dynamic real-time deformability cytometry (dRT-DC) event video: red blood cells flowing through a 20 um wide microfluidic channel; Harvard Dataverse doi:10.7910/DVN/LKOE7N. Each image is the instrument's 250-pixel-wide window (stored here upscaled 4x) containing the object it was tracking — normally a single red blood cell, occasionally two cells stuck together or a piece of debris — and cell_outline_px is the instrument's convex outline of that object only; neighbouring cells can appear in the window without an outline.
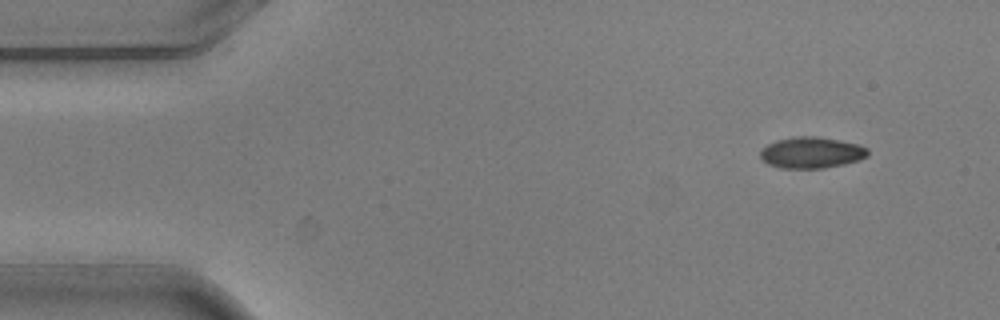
{"species": "common noctule bat (a hibernating species)", "species_latin": "Nyctalus noctula", "temperature_condition": "warm", "stored_images_in_passage": 4, "camera_frame_rate_fps": 3000, "um_per_image_px": 0.085, "animal": {"sex": "male", "body_mass_g": 20.5, "forearm_length_mm": 52.5}, "frame": {"image": 1, "passage_image": 1, "time_ms": 0.0, "image_size_px": [1000, 320], "cell_outline_px": [[868, 156], [860, 160], [844, 164], [824, 168], [780, 168], [768, 164], [760, 156], [760, 152], [768, 144], [776, 140], [796, 136], [816, 136], [840, 140], [860, 144], [868, 148]], "centroid_in_image_um": [69.01, 12.97], "position_along_channel_um": 16.0, "area_um2": 19.65}}
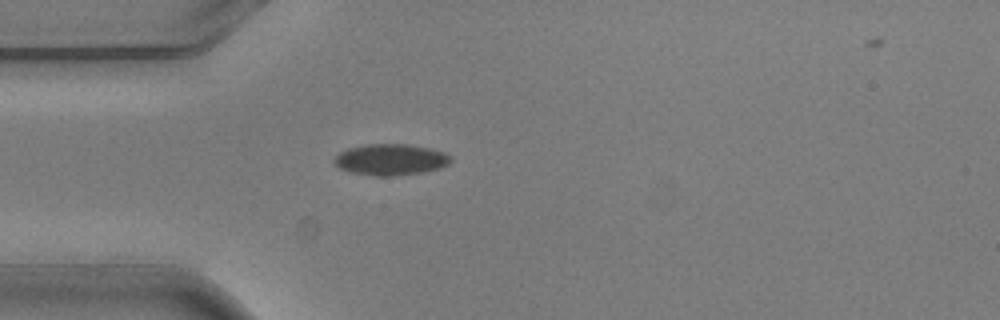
{"frame": {"image": 2, "passage_image": 4, "time_ms": 1.0, "image_size_px": [1000, 320], "cell_outline_px": [[452, 160], [448, 164], [440, 168], [424, 172], [388, 176], [376, 176], [352, 172], [340, 168], [332, 160], [340, 152], [348, 148], [364, 144], [408, 144], [428, 148], [444, 152], [452, 156]], "centroid_in_image_um": [33.22, 13.56], "position_along_channel_um": 51.8, "area_um2": 21.15}}